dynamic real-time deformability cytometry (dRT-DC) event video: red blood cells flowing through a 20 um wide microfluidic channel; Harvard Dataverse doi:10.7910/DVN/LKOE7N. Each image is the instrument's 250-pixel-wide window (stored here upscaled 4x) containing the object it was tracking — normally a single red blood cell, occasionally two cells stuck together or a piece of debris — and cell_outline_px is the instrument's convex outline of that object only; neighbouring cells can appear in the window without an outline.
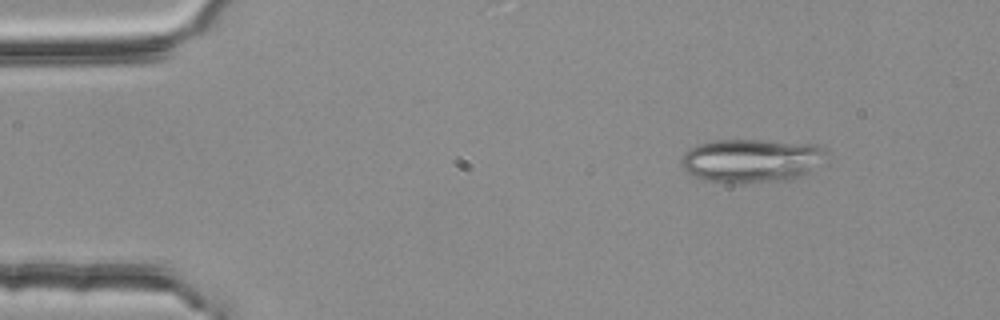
{"species": "common noctule bat (a hibernating species)", "species_latin": "Nyctalus noctula", "temperature_condition": "room temperature", "stored_images_in_passage": 4, "segment_of_instrument_passage": [1, 2], "camera_frame_rate_fps": 3000, "um_per_image_px": 0.085, "animal": {"sex": "female", "body_mass_g": 25.1}, "frame": {"image": 1, "passage_image": 1, "time_ms": 0.0, "image_size_px": [1000, 320], "cell_outline_px": [[828, 152], [804, 176], [788, 180], [736, 184], [732, 184], [708, 180], [684, 172], [680, 168], [680, 160], [684, 152], [688, 148], [700, 144], [716, 140], [764, 140], [820, 144]], "centroid_in_image_um": [63.83, 13.65], "position_along_channel_um": 21.2, "area_um2": 37.22}}